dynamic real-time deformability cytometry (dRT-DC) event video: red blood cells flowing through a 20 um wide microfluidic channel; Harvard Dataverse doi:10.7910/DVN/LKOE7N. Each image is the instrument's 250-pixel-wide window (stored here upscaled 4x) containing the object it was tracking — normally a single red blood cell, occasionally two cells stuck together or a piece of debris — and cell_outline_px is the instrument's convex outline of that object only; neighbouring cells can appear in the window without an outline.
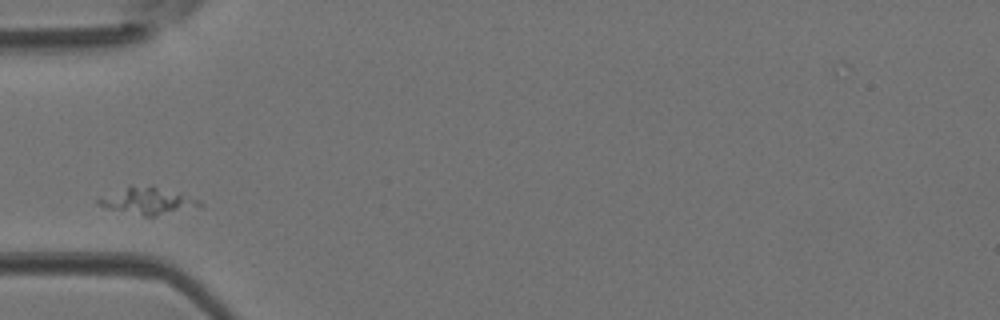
{"species": "Egyptian fruit bat (a non-hibernating species)", "species_latin": "Rousettus aegyptiacus", "temperature_condition": "room temperature", "stored_images_in_passage": 22, "camera_frame_rate_fps": 3000, "um_per_image_px": 0.085, "animal": {"sex": "female"}, "frame": {"image": 1, "passage_image": 1, "time_ms": 0.0, "image_size_px": [1000, 320], "cell_outline_px": [[204, 208], [156, 216], [144, 216], [108, 208], [96, 204], [96, 200], [132, 184], [152, 184], [200, 200], [204, 204]], "centroid_in_image_um": [12.68, 17.07], "position_along_channel_um": 72.3, "area_um2": 16.3}}
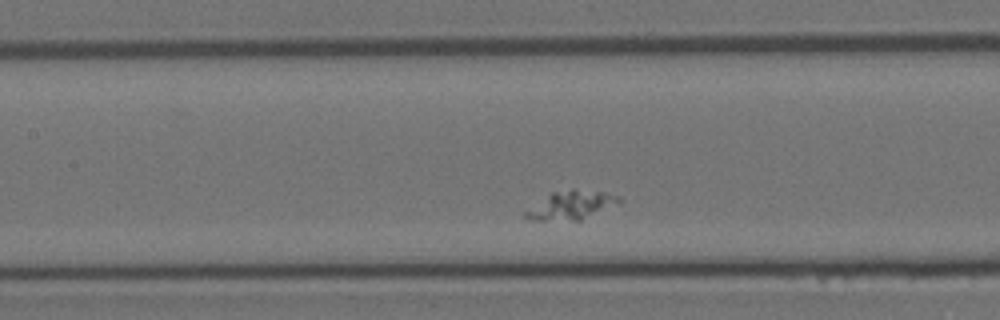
{"frame": {"image": 2, "passage_image": 7, "time_ms": 2.0, "image_size_px": [1000, 320], "cell_outline_px": [[624, 200], [620, 204], [580, 220], [528, 220], [524, 216], [524, 212], [552, 192], [572, 188], [604, 192], [620, 196]], "centroid_in_image_um": [48.62, 17.43], "position_along_channel_um": 158.8, "area_um2": 15.66}}
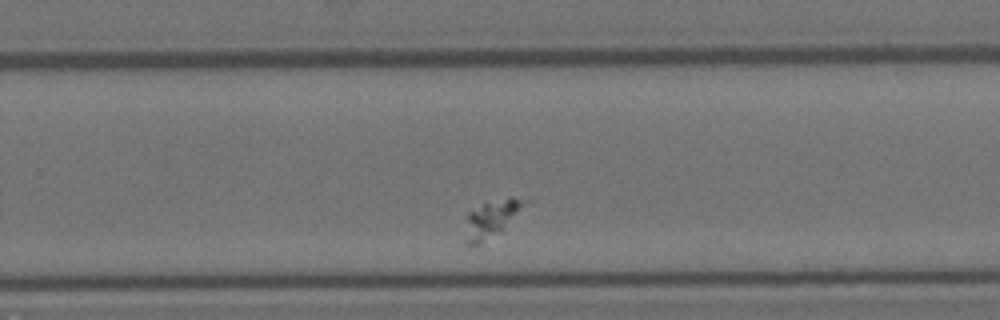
{"frame": {"image": 3, "passage_image": 16, "time_ms": 5.0, "image_size_px": [1000, 320], "cell_outline_px": [[532, 200], [500, 228], [472, 248], [464, 244], [468, 212], [484, 204], [508, 196], [512, 196]], "centroid_in_image_um": [41.76, 18.55], "position_along_channel_um": 288.0, "area_um2": 12.25}}